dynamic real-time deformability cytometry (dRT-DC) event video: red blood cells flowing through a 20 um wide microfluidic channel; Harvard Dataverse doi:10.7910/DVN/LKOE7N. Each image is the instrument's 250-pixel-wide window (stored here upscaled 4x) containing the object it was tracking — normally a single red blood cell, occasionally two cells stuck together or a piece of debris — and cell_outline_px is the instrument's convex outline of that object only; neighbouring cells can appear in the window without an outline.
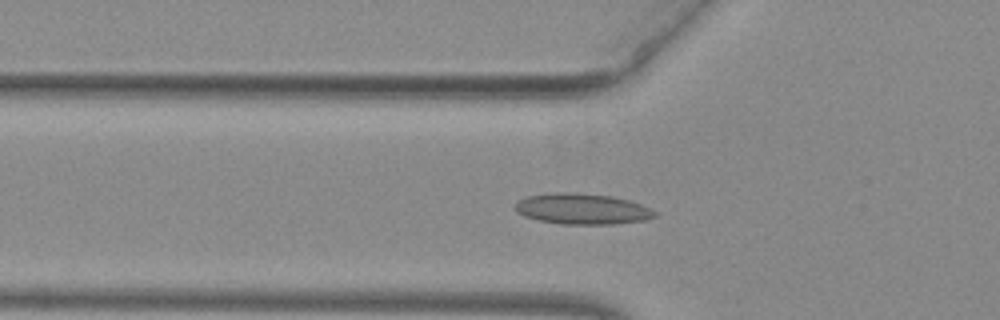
{"species": "common noctule bat (a hibernating species)", "species_latin": "Nyctalus noctula", "temperature_condition": "warm", "stored_images_in_passage": 52, "camera_frame_rate_fps": 3000, "um_per_image_px": 0.085, "animal": {"sex": "female", "body_mass_g": 29.2, "forearm_length_mm": 56.3}, "frame": {"image": 1, "passage_image": 18, "time_ms": 5.667, "image_size_px": [1000, 320], "cell_outline_px": [[656, 216], [644, 220], [616, 224], [560, 224], [540, 220], [524, 216], [516, 212], [516, 200], [528, 196], [556, 192], [576, 192], [612, 196], [628, 200], [640, 204], [656, 212]], "centroid_in_image_um": [49.46, 17.75], "position_along_channel_um": 76.3, "area_um2": 25.03}}
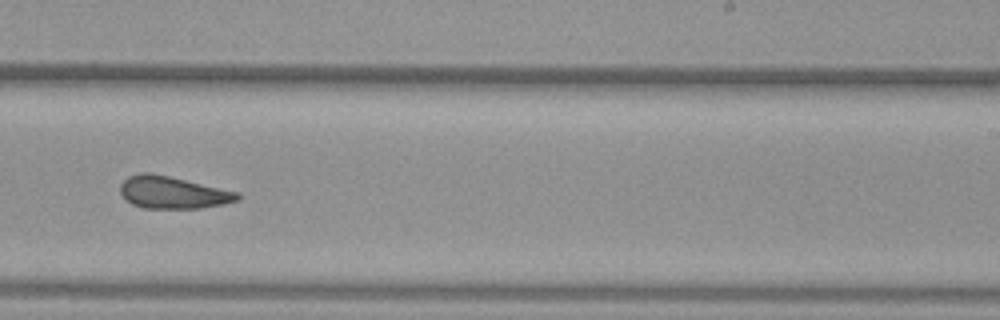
{"frame": {"image": 2, "passage_image": 33, "time_ms": 10.667, "image_size_px": [1000, 320], "cell_outline_px": [[240, 200], [224, 204], [200, 208], [144, 208], [132, 204], [124, 200], [120, 192], [120, 184], [128, 176], [140, 172], [152, 172], [240, 192]], "centroid_in_image_um": [14.68, 16.35], "position_along_channel_um": 274.3, "area_um2": 22.31}}
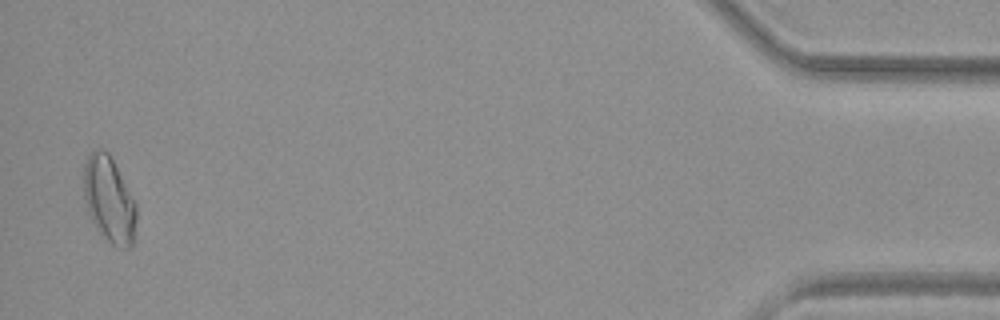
{"frame": {"image": 3, "passage_image": 51, "time_ms": 16.667, "image_size_px": [1000, 320], "cell_outline_px": [[136, 220], [132, 248], [124, 248], [112, 244], [100, 232], [88, 216], [84, 200], [84, 164], [88, 152], [92, 148], [100, 148], [108, 152], [136, 204]], "centroid_in_image_um": [9.25, 16.94], "position_along_channel_um": 426.0, "area_um2": 26.36}, "authors_computed_cell_mechanics": {"area_um2": 22.8888, "velocity_mm_per_s": 3.9574, "shape_relaxation_time_tau1_ms": null, "shape_relaxation_time_tau2_ms": 3.0006, "deformation_change_tau1": null, "deformation_change_tau2": 0.1215}}